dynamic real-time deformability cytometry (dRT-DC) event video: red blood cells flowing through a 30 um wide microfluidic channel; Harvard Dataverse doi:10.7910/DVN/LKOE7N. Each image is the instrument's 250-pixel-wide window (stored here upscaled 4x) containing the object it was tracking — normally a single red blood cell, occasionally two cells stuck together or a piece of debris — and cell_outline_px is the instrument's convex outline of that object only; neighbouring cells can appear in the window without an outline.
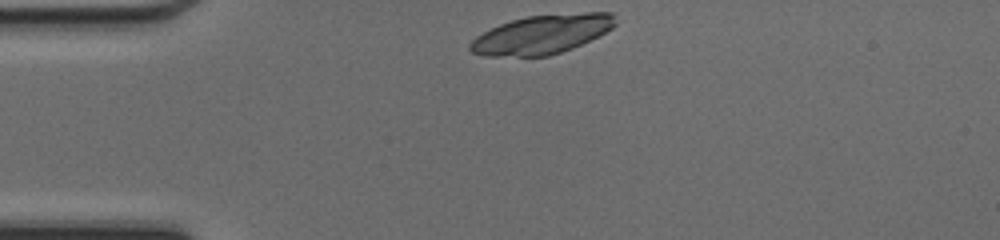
{"species": "common noctule bat (a hibernating species)", "species_latin": "Nyctalus noctula", "temperature_condition": "cold", "stored_images_in_passage": 33, "camera_frame_rate_fps": 3000, "um_per_image_px": 0.085, "animal": {"sex": "female", "body_mass_g": 17.0, "forearm_length_mm": 48.0}, "frame": {"image": 1, "passage_image": 1, "time_ms": 0.0, "image_size_px": [1000, 240], "cell_outline_px": [[616, 24], [612, 28], [572, 48], [548, 56], [484, 56], [472, 52], [468, 48], [468, 44], [476, 36], [500, 24], [512, 20], [528, 16], [584, 12], [612, 12]], "centroid_in_image_um": [46.03, 2.92], "position_along_channel_um": 39.0, "area_um2": 32.66}}